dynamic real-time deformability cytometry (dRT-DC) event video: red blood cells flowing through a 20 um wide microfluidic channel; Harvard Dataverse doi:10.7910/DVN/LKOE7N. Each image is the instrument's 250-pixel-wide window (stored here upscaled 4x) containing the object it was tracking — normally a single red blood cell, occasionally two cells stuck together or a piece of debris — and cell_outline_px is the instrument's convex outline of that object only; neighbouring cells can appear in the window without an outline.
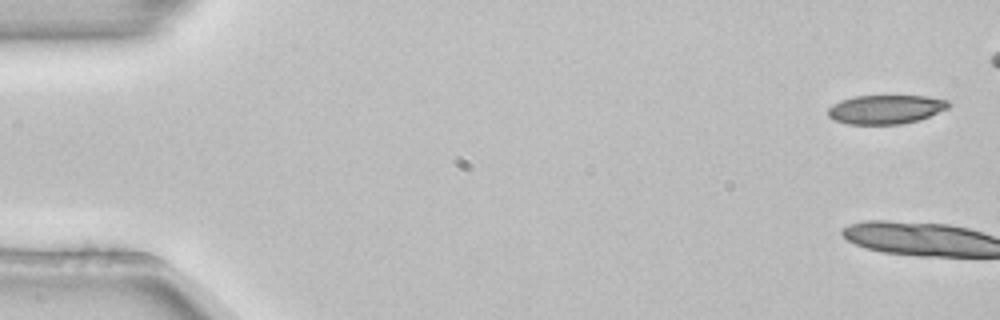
{"species": "common noctule bat (a hibernating species)", "species_latin": "Nyctalus noctula", "temperature_condition": "room temperature", "stored_images_in_passage": 6, "camera_frame_rate_fps": 3000, "um_per_image_px": 0.085, "animal": {"sex": "female", "body_mass_g": 22.7, "forearm_length_mm": 54.2}, "frame": {"image": 1, "passage_image": 1, "time_ms": 0.0, "image_size_px": [1000, 320], "cell_outline_px": [[948, 108], [920, 120], [900, 124], [848, 124], [836, 120], [828, 116], [828, 108], [832, 104], [840, 100], [852, 96], [928, 96], [948, 100]], "centroid_in_image_um": [75.27, 9.29], "position_along_channel_um": 9.7, "area_um2": 20.35}}
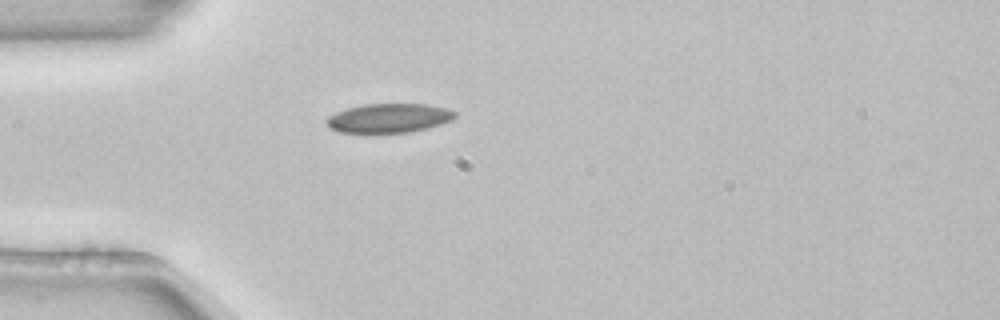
{"frame": {"image": 2, "passage_image": 6, "time_ms": 1.667, "image_size_px": [1000, 320], "cell_outline_px": [[456, 116], [452, 120], [428, 128], [412, 132], [376, 136], [368, 136], [340, 132], [328, 128], [328, 116], [336, 112], [348, 108], [364, 104], [424, 104], [448, 108], [456, 112]], "centroid_in_image_um": [33.03, 10.1], "position_along_channel_um": 52.0, "area_um2": 22.83}}